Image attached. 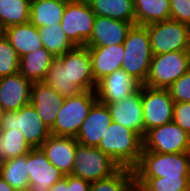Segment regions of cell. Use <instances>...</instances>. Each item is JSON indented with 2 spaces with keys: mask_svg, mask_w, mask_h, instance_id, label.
I'll list each match as a JSON object with an SVG mask.
<instances>
[{
  "mask_svg": "<svg viewBox=\"0 0 190 191\" xmlns=\"http://www.w3.org/2000/svg\"><path fill=\"white\" fill-rule=\"evenodd\" d=\"M3 34L8 38L19 58L43 48L38 28L30 22L10 26L3 30Z\"/></svg>",
  "mask_w": 190,
  "mask_h": 191,
  "instance_id": "7402d4cb",
  "label": "cell"
},
{
  "mask_svg": "<svg viewBox=\"0 0 190 191\" xmlns=\"http://www.w3.org/2000/svg\"><path fill=\"white\" fill-rule=\"evenodd\" d=\"M112 121L107 105L97 101L83 121L75 137L76 141L82 145L98 147Z\"/></svg>",
  "mask_w": 190,
  "mask_h": 191,
  "instance_id": "ac0fdd59",
  "label": "cell"
},
{
  "mask_svg": "<svg viewBox=\"0 0 190 191\" xmlns=\"http://www.w3.org/2000/svg\"><path fill=\"white\" fill-rule=\"evenodd\" d=\"M115 123L136 132L142 139L145 135L141 86L121 101L106 104Z\"/></svg>",
  "mask_w": 190,
  "mask_h": 191,
  "instance_id": "4fadbf2b",
  "label": "cell"
},
{
  "mask_svg": "<svg viewBox=\"0 0 190 191\" xmlns=\"http://www.w3.org/2000/svg\"><path fill=\"white\" fill-rule=\"evenodd\" d=\"M43 82L65 98L82 92L75 84L70 83L68 65H65L59 58L53 61Z\"/></svg>",
  "mask_w": 190,
  "mask_h": 191,
  "instance_id": "f1b7e54d",
  "label": "cell"
},
{
  "mask_svg": "<svg viewBox=\"0 0 190 191\" xmlns=\"http://www.w3.org/2000/svg\"><path fill=\"white\" fill-rule=\"evenodd\" d=\"M64 100L65 97L44 82H33L30 103L49 129L53 127Z\"/></svg>",
  "mask_w": 190,
  "mask_h": 191,
  "instance_id": "ffe728a7",
  "label": "cell"
},
{
  "mask_svg": "<svg viewBox=\"0 0 190 191\" xmlns=\"http://www.w3.org/2000/svg\"><path fill=\"white\" fill-rule=\"evenodd\" d=\"M69 0L31 1L29 22L36 28L59 24Z\"/></svg>",
  "mask_w": 190,
  "mask_h": 191,
  "instance_id": "cb8c5ba5",
  "label": "cell"
},
{
  "mask_svg": "<svg viewBox=\"0 0 190 191\" xmlns=\"http://www.w3.org/2000/svg\"><path fill=\"white\" fill-rule=\"evenodd\" d=\"M31 0H0V27L2 30L29 22Z\"/></svg>",
  "mask_w": 190,
  "mask_h": 191,
  "instance_id": "83f0119b",
  "label": "cell"
},
{
  "mask_svg": "<svg viewBox=\"0 0 190 191\" xmlns=\"http://www.w3.org/2000/svg\"><path fill=\"white\" fill-rule=\"evenodd\" d=\"M133 180V169L121 167L110 177L92 182L89 191H130Z\"/></svg>",
  "mask_w": 190,
  "mask_h": 191,
  "instance_id": "1f68e13d",
  "label": "cell"
},
{
  "mask_svg": "<svg viewBox=\"0 0 190 191\" xmlns=\"http://www.w3.org/2000/svg\"><path fill=\"white\" fill-rule=\"evenodd\" d=\"M96 16L135 23L134 0H87Z\"/></svg>",
  "mask_w": 190,
  "mask_h": 191,
  "instance_id": "d4e9b609",
  "label": "cell"
},
{
  "mask_svg": "<svg viewBox=\"0 0 190 191\" xmlns=\"http://www.w3.org/2000/svg\"><path fill=\"white\" fill-rule=\"evenodd\" d=\"M3 115H4V110L2 108V105L0 104V126H1V123H2Z\"/></svg>",
  "mask_w": 190,
  "mask_h": 191,
  "instance_id": "b9f144b4",
  "label": "cell"
},
{
  "mask_svg": "<svg viewBox=\"0 0 190 191\" xmlns=\"http://www.w3.org/2000/svg\"><path fill=\"white\" fill-rule=\"evenodd\" d=\"M136 23L95 16L93 31L86 47H104L123 44Z\"/></svg>",
  "mask_w": 190,
  "mask_h": 191,
  "instance_id": "2e32d148",
  "label": "cell"
},
{
  "mask_svg": "<svg viewBox=\"0 0 190 191\" xmlns=\"http://www.w3.org/2000/svg\"><path fill=\"white\" fill-rule=\"evenodd\" d=\"M175 103L190 102V69L168 88Z\"/></svg>",
  "mask_w": 190,
  "mask_h": 191,
  "instance_id": "e575fe53",
  "label": "cell"
},
{
  "mask_svg": "<svg viewBox=\"0 0 190 191\" xmlns=\"http://www.w3.org/2000/svg\"><path fill=\"white\" fill-rule=\"evenodd\" d=\"M130 191H151L143 183L138 182L135 178L131 184Z\"/></svg>",
  "mask_w": 190,
  "mask_h": 191,
  "instance_id": "ab89813d",
  "label": "cell"
},
{
  "mask_svg": "<svg viewBox=\"0 0 190 191\" xmlns=\"http://www.w3.org/2000/svg\"><path fill=\"white\" fill-rule=\"evenodd\" d=\"M134 178L190 177V152L158 153L142 150Z\"/></svg>",
  "mask_w": 190,
  "mask_h": 191,
  "instance_id": "7a4b0ae2",
  "label": "cell"
},
{
  "mask_svg": "<svg viewBox=\"0 0 190 191\" xmlns=\"http://www.w3.org/2000/svg\"><path fill=\"white\" fill-rule=\"evenodd\" d=\"M68 65L69 81L81 91H94L96 82L92 73L91 56L88 47L75 46L69 52L58 57Z\"/></svg>",
  "mask_w": 190,
  "mask_h": 191,
  "instance_id": "5bb4252c",
  "label": "cell"
},
{
  "mask_svg": "<svg viewBox=\"0 0 190 191\" xmlns=\"http://www.w3.org/2000/svg\"><path fill=\"white\" fill-rule=\"evenodd\" d=\"M141 100L145 133L173 121L174 101L168 89L141 85Z\"/></svg>",
  "mask_w": 190,
  "mask_h": 191,
  "instance_id": "8fae6325",
  "label": "cell"
},
{
  "mask_svg": "<svg viewBox=\"0 0 190 191\" xmlns=\"http://www.w3.org/2000/svg\"><path fill=\"white\" fill-rule=\"evenodd\" d=\"M40 148L53 166L65 175L72 173L76 151L75 137L51 134Z\"/></svg>",
  "mask_w": 190,
  "mask_h": 191,
  "instance_id": "d6986e66",
  "label": "cell"
},
{
  "mask_svg": "<svg viewBox=\"0 0 190 191\" xmlns=\"http://www.w3.org/2000/svg\"><path fill=\"white\" fill-rule=\"evenodd\" d=\"M1 34H3V30H2V28L0 27V35H1Z\"/></svg>",
  "mask_w": 190,
  "mask_h": 191,
  "instance_id": "7bdbcfd3",
  "label": "cell"
},
{
  "mask_svg": "<svg viewBox=\"0 0 190 191\" xmlns=\"http://www.w3.org/2000/svg\"><path fill=\"white\" fill-rule=\"evenodd\" d=\"M135 23L146 26L170 19V0H134Z\"/></svg>",
  "mask_w": 190,
  "mask_h": 191,
  "instance_id": "484cf974",
  "label": "cell"
},
{
  "mask_svg": "<svg viewBox=\"0 0 190 191\" xmlns=\"http://www.w3.org/2000/svg\"><path fill=\"white\" fill-rule=\"evenodd\" d=\"M190 69V51H172L152 56L150 70L143 85L168 89Z\"/></svg>",
  "mask_w": 190,
  "mask_h": 191,
  "instance_id": "8992f818",
  "label": "cell"
},
{
  "mask_svg": "<svg viewBox=\"0 0 190 191\" xmlns=\"http://www.w3.org/2000/svg\"><path fill=\"white\" fill-rule=\"evenodd\" d=\"M43 47L55 58L69 52L75 46L69 41L61 24L38 28Z\"/></svg>",
  "mask_w": 190,
  "mask_h": 191,
  "instance_id": "f546056e",
  "label": "cell"
},
{
  "mask_svg": "<svg viewBox=\"0 0 190 191\" xmlns=\"http://www.w3.org/2000/svg\"><path fill=\"white\" fill-rule=\"evenodd\" d=\"M173 122L190 135V102L174 103Z\"/></svg>",
  "mask_w": 190,
  "mask_h": 191,
  "instance_id": "8d00e7d4",
  "label": "cell"
},
{
  "mask_svg": "<svg viewBox=\"0 0 190 191\" xmlns=\"http://www.w3.org/2000/svg\"><path fill=\"white\" fill-rule=\"evenodd\" d=\"M153 55L172 51H190V26L172 19L145 26Z\"/></svg>",
  "mask_w": 190,
  "mask_h": 191,
  "instance_id": "52a82bcc",
  "label": "cell"
},
{
  "mask_svg": "<svg viewBox=\"0 0 190 191\" xmlns=\"http://www.w3.org/2000/svg\"><path fill=\"white\" fill-rule=\"evenodd\" d=\"M20 58L8 38L0 35V78L19 73Z\"/></svg>",
  "mask_w": 190,
  "mask_h": 191,
  "instance_id": "d6a6232c",
  "label": "cell"
},
{
  "mask_svg": "<svg viewBox=\"0 0 190 191\" xmlns=\"http://www.w3.org/2000/svg\"><path fill=\"white\" fill-rule=\"evenodd\" d=\"M95 82L121 69L125 50L123 44L104 47H88Z\"/></svg>",
  "mask_w": 190,
  "mask_h": 191,
  "instance_id": "44dd1931",
  "label": "cell"
},
{
  "mask_svg": "<svg viewBox=\"0 0 190 191\" xmlns=\"http://www.w3.org/2000/svg\"><path fill=\"white\" fill-rule=\"evenodd\" d=\"M170 19L190 26V0H170Z\"/></svg>",
  "mask_w": 190,
  "mask_h": 191,
  "instance_id": "d590c367",
  "label": "cell"
},
{
  "mask_svg": "<svg viewBox=\"0 0 190 191\" xmlns=\"http://www.w3.org/2000/svg\"><path fill=\"white\" fill-rule=\"evenodd\" d=\"M158 153L190 152V135L175 122L148 130L143 137V149Z\"/></svg>",
  "mask_w": 190,
  "mask_h": 191,
  "instance_id": "30bf717a",
  "label": "cell"
},
{
  "mask_svg": "<svg viewBox=\"0 0 190 191\" xmlns=\"http://www.w3.org/2000/svg\"><path fill=\"white\" fill-rule=\"evenodd\" d=\"M90 182L82 178L68 175V191H89Z\"/></svg>",
  "mask_w": 190,
  "mask_h": 191,
  "instance_id": "74e56055",
  "label": "cell"
},
{
  "mask_svg": "<svg viewBox=\"0 0 190 191\" xmlns=\"http://www.w3.org/2000/svg\"><path fill=\"white\" fill-rule=\"evenodd\" d=\"M95 13L87 0H69L60 22L74 46H85L93 31Z\"/></svg>",
  "mask_w": 190,
  "mask_h": 191,
  "instance_id": "ba28073f",
  "label": "cell"
},
{
  "mask_svg": "<svg viewBox=\"0 0 190 191\" xmlns=\"http://www.w3.org/2000/svg\"><path fill=\"white\" fill-rule=\"evenodd\" d=\"M9 129L20 130L32 148L40 147L51 135L31 103L18 111L4 112L0 130Z\"/></svg>",
  "mask_w": 190,
  "mask_h": 191,
  "instance_id": "9c48e42d",
  "label": "cell"
},
{
  "mask_svg": "<svg viewBox=\"0 0 190 191\" xmlns=\"http://www.w3.org/2000/svg\"><path fill=\"white\" fill-rule=\"evenodd\" d=\"M27 168L30 183L28 191H49L54 183L65 177L50 163L40 147L32 148L27 153Z\"/></svg>",
  "mask_w": 190,
  "mask_h": 191,
  "instance_id": "7c38bea8",
  "label": "cell"
},
{
  "mask_svg": "<svg viewBox=\"0 0 190 191\" xmlns=\"http://www.w3.org/2000/svg\"><path fill=\"white\" fill-rule=\"evenodd\" d=\"M56 58L44 47L20 58L19 73L31 82H43Z\"/></svg>",
  "mask_w": 190,
  "mask_h": 191,
  "instance_id": "603a6c76",
  "label": "cell"
},
{
  "mask_svg": "<svg viewBox=\"0 0 190 191\" xmlns=\"http://www.w3.org/2000/svg\"><path fill=\"white\" fill-rule=\"evenodd\" d=\"M98 148L120 167L133 169L140 160L143 139L133 130L112 121L103 134Z\"/></svg>",
  "mask_w": 190,
  "mask_h": 191,
  "instance_id": "6da1fadb",
  "label": "cell"
},
{
  "mask_svg": "<svg viewBox=\"0 0 190 191\" xmlns=\"http://www.w3.org/2000/svg\"><path fill=\"white\" fill-rule=\"evenodd\" d=\"M123 47L125 55L121 69L143 85L147 79L153 56L147 28L142 25H134L129 31Z\"/></svg>",
  "mask_w": 190,
  "mask_h": 191,
  "instance_id": "3957f363",
  "label": "cell"
},
{
  "mask_svg": "<svg viewBox=\"0 0 190 191\" xmlns=\"http://www.w3.org/2000/svg\"><path fill=\"white\" fill-rule=\"evenodd\" d=\"M97 101L95 91L90 90L66 97L50 133L55 136L76 137L83 121Z\"/></svg>",
  "mask_w": 190,
  "mask_h": 191,
  "instance_id": "277c9868",
  "label": "cell"
},
{
  "mask_svg": "<svg viewBox=\"0 0 190 191\" xmlns=\"http://www.w3.org/2000/svg\"><path fill=\"white\" fill-rule=\"evenodd\" d=\"M49 191H68V175L54 183Z\"/></svg>",
  "mask_w": 190,
  "mask_h": 191,
  "instance_id": "f35d334b",
  "label": "cell"
},
{
  "mask_svg": "<svg viewBox=\"0 0 190 191\" xmlns=\"http://www.w3.org/2000/svg\"><path fill=\"white\" fill-rule=\"evenodd\" d=\"M151 191H187L190 186V177L179 178H135Z\"/></svg>",
  "mask_w": 190,
  "mask_h": 191,
  "instance_id": "836d02e7",
  "label": "cell"
},
{
  "mask_svg": "<svg viewBox=\"0 0 190 191\" xmlns=\"http://www.w3.org/2000/svg\"><path fill=\"white\" fill-rule=\"evenodd\" d=\"M27 170V154L3 160L0 164V176L15 191L29 190V172Z\"/></svg>",
  "mask_w": 190,
  "mask_h": 191,
  "instance_id": "4316f807",
  "label": "cell"
},
{
  "mask_svg": "<svg viewBox=\"0 0 190 191\" xmlns=\"http://www.w3.org/2000/svg\"><path fill=\"white\" fill-rule=\"evenodd\" d=\"M121 167L98 147L86 146L76 141L74 165L71 175L90 183L110 177Z\"/></svg>",
  "mask_w": 190,
  "mask_h": 191,
  "instance_id": "5b68a950",
  "label": "cell"
},
{
  "mask_svg": "<svg viewBox=\"0 0 190 191\" xmlns=\"http://www.w3.org/2000/svg\"><path fill=\"white\" fill-rule=\"evenodd\" d=\"M0 191H15L14 188L0 176Z\"/></svg>",
  "mask_w": 190,
  "mask_h": 191,
  "instance_id": "60d3db41",
  "label": "cell"
},
{
  "mask_svg": "<svg viewBox=\"0 0 190 191\" xmlns=\"http://www.w3.org/2000/svg\"><path fill=\"white\" fill-rule=\"evenodd\" d=\"M140 86L141 84L131 75L119 69L97 81L94 91L98 102L106 105L121 101Z\"/></svg>",
  "mask_w": 190,
  "mask_h": 191,
  "instance_id": "9a60e30c",
  "label": "cell"
},
{
  "mask_svg": "<svg viewBox=\"0 0 190 191\" xmlns=\"http://www.w3.org/2000/svg\"><path fill=\"white\" fill-rule=\"evenodd\" d=\"M31 149L32 147L20 130H0V157L2 161L25 155Z\"/></svg>",
  "mask_w": 190,
  "mask_h": 191,
  "instance_id": "4dcf8cb0",
  "label": "cell"
},
{
  "mask_svg": "<svg viewBox=\"0 0 190 191\" xmlns=\"http://www.w3.org/2000/svg\"><path fill=\"white\" fill-rule=\"evenodd\" d=\"M33 82L20 73L0 78V104L4 112L18 111L30 103Z\"/></svg>",
  "mask_w": 190,
  "mask_h": 191,
  "instance_id": "e0dca14e",
  "label": "cell"
}]
</instances>
